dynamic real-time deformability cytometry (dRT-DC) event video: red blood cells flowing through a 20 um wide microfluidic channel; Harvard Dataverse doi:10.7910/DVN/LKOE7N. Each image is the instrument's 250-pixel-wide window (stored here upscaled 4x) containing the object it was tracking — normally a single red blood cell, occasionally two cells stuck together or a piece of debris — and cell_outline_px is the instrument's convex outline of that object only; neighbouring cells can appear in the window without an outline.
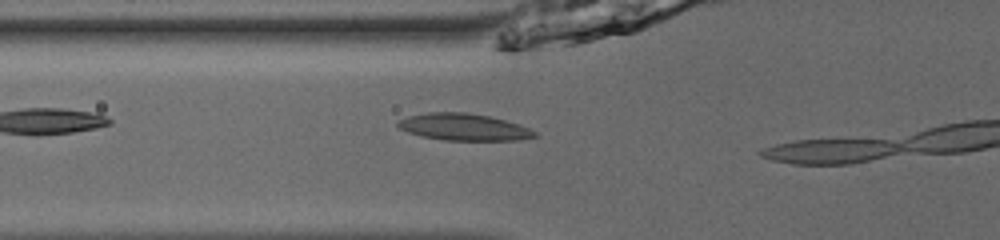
{"species": "common noctule bat (a hibernating species)", "species_latin": "Nyctalus noctula", "temperature_condition": "room temperature", "stored_images_in_passage": 5, "camera_frame_rate_fps": 3000, "um_per_image_px": 0.085, "animal": {"sex": "male", "body_mass_g": 13.0, "forearm_length_mm": 53.1}, "frame": {"image": 1, "passage_image": 4, "time_ms": 1.0, "image_size_px": [1000, 240], "cell_outline_px": [[540, 136], [520, 140], [444, 140], [424, 136], [408, 132], [400, 128], [396, 124], [400, 120], [408, 116], [428, 112], [464, 112], [488, 116], [520, 124], [536, 132]], "centroid_in_image_um": [39.46, 10.8], "position_along_channel_um": 86.3, "area_um2": 21.27}}